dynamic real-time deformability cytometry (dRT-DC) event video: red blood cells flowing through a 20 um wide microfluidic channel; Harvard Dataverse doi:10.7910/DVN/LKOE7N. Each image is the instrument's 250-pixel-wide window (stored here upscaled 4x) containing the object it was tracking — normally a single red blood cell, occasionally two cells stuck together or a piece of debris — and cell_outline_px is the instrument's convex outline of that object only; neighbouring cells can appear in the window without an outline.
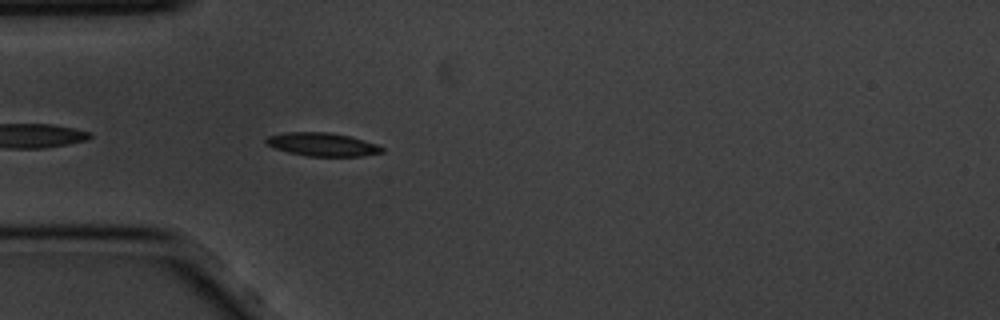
{"species": "common noctule bat (a hibernating species)", "species_latin": "Nyctalus noctula", "temperature_condition": "cold", "stored_images_in_passage": 28, "camera_frame_rate_fps": 3000, "um_per_image_px": 0.085, "animal": {"sex": "male", "body_mass_g": 20.1, "forearm_length_mm": 53.5}, "frame": {"image": 1, "passage_image": 3, "time_ms": 0.667, "image_size_px": [1000, 320], "cell_outline_px": [[384, 152], [360, 156], [308, 156], [288, 152], [272, 148], [264, 140], [268, 136], [284, 132], [328, 132], [348, 136], [364, 140], [376, 144], [384, 148]], "centroid_in_image_um": [27.37, 12.27], "position_along_channel_um": 57.6, "area_um2": 15.72}}
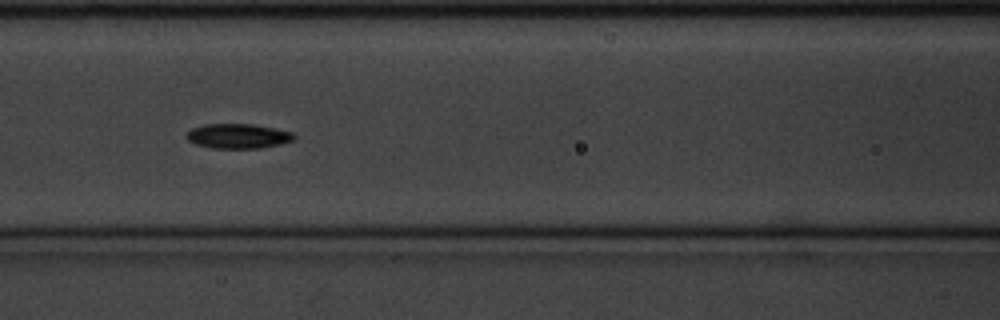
{"frame": {"image": 2, "passage_image": 11, "time_ms": 3.333, "image_size_px": [1000, 320], "cell_outline_px": [[296, 136], [292, 140], [280, 144], [260, 148], [212, 148], [196, 144], [188, 140], [188, 132], [192, 128], [204, 124], [252, 124], [276, 128], [292, 132]], "centroid_in_image_um": [20.25, 11.56], "position_along_channel_um": 146.3, "area_um2": 15.37}}
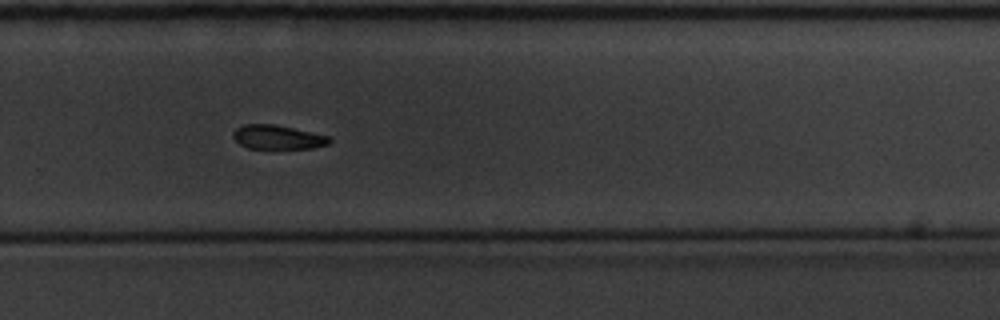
{"frame": {"image": 3, "passage_image": 25, "time_ms": 8.0, "image_size_px": [1000, 320], "cell_outline_px": [[332, 140], [328, 144], [312, 148], [248, 148], [240, 144], [232, 136], [232, 132], [236, 128], [244, 124], [272, 124], [292, 128], [328, 136]], "centroid_in_image_um": [23.57, 11.66], "position_along_channel_um": 306.2, "area_um2": 13.29}}